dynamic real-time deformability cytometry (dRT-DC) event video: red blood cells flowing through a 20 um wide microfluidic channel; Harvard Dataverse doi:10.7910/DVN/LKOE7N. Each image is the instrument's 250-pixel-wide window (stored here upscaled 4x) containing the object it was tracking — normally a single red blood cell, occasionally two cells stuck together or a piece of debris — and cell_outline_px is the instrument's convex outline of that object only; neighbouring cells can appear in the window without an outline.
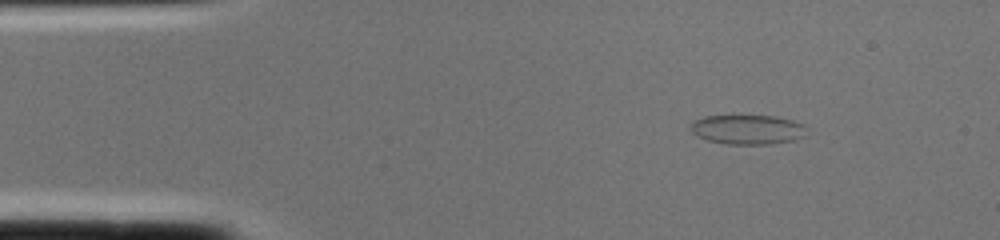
{"species": "common noctule bat (a hibernating species)", "species_latin": "Nyctalus noctula", "temperature_condition": "cold", "stored_images_in_passage": 1, "camera_frame_rate_fps": 3000, "um_per_image_px": 0.085, "animal": {"sex": "female", "body_mass_g": 22.0, "forearm_length_mm": 56.7}, "frame": {"image": 1, "passage_image": 1, "time_ms": 0.0, "image_size_px": [1000, 240], "cell_outline_px": [[808, 136], [796, 140], [768, 144], [728, 144], [708, 140], [696, 136], [688, 128], [692, 120], [704, 116], [776, 116], [792, 120], [804, 124]], "centroid_in_image_um": [63.55, 11.01], "position_along_channel_um": 21.5, "area_um2": 20.29}}